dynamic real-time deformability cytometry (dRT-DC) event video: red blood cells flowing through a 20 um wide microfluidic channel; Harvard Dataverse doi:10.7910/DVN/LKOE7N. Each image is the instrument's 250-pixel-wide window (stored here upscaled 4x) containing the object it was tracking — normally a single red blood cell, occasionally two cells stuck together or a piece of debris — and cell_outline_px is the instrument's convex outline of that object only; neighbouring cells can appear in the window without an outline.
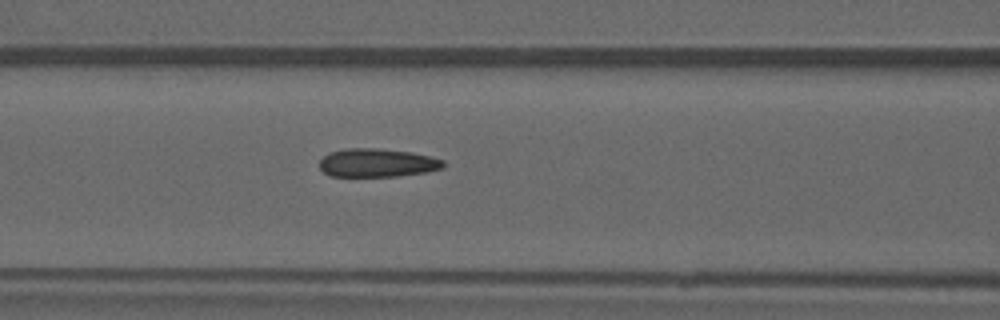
{"species": "common noctule bat (a hibernating species)", "species_latin": "Nyctalus noctula", "temperature_condition": "warm", "stored_images_in_passage": 4, "camera_frame_rate_fps": 3000, "um_per_image_px": 0.085, "animal": {"sex": "male", "forearm_length_mm": 52.5}, "frame": {"image": 1, "passage_image": 4, "time_ms": 3.667, "image_size_px": [1000, 320], "cell_outline_px": [[444, 168], [424, 172], [396, 176], [328, 176], [320, 168], [320, 160], [328, 152], [344, 148], [376, 148], [412, 152], [432, 156], [444, 160]], "centroid_in_image_um": [32.05, 13.83], "position_along_channel_um": 134.5, "area_um2": 20.63}}